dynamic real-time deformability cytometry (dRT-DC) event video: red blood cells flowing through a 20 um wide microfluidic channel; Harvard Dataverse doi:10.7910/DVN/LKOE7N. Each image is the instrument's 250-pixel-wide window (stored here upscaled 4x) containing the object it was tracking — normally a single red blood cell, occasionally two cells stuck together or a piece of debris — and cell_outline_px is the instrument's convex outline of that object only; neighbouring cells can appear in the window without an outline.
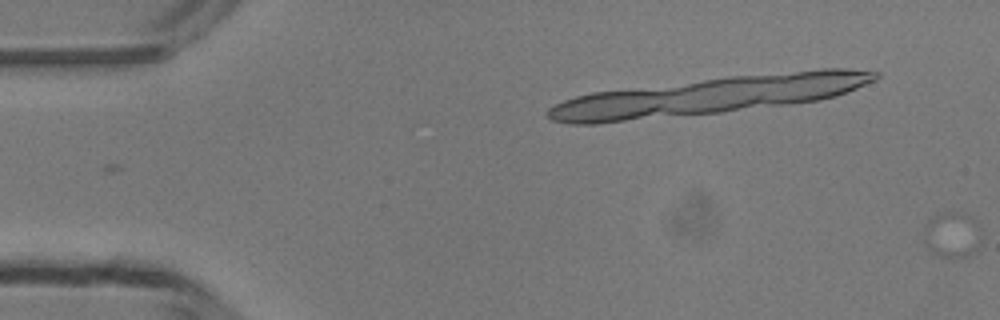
{"species": "common noctule bat (a hibernating species)", "species_latin": "Nyctalus noctula", "temperature_condition": "room temperature", "stored_images_in_passage": 19, "camera_frame_rate_fps": 3000, "um_per_image_px": 0.085, "animal": {"sex": "male", "body_mass_g": 13.3}, "frame": {"image": 1, "passage_image": 1, "time_ms": 0.0, "image_size_px": [1000, 320], "cell_outline_px": [[980, 244], [968, 256], [956, 260], [952, 260], [936, 256], [932, 252], [924, 240], [924, 228], [936, 216], [944, 212], [956, 212], [980, 232]], "centroid_in_image_um": [80.86, 20.1], "position_along_channel_um": 4.1, "area_um2": 14.45}}